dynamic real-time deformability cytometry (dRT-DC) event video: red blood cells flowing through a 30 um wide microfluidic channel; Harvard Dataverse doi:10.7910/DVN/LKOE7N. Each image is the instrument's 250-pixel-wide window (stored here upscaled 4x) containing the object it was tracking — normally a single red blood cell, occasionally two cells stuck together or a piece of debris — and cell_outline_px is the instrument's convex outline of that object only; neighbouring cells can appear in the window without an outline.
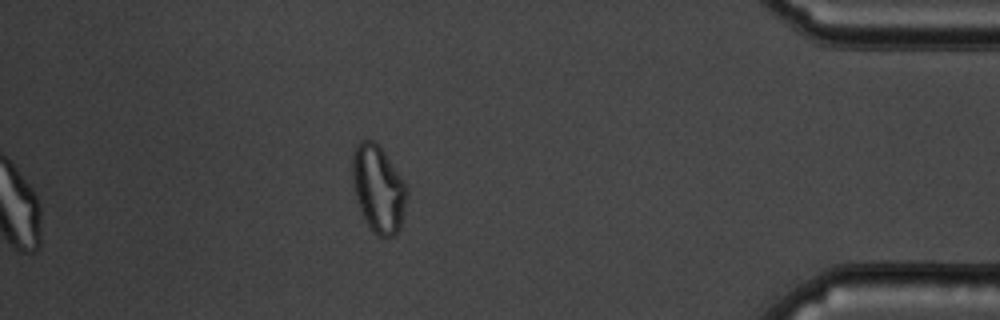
{"species": "common noctule bat (a hibernating species)", "species_latin": "Nyctalus noctula", "temperature_condition": "cold", "stored_images_in_passage": 47, "segment_of_instrument_passage": [2, 2], "camera_frame_rate_fps": 3000, "um_per_image_px": 0.085, "animal": {"sex": "male", "body_mass_g": 19.5, "forearm_length_mm": 54.6}, "frame": {"image": 1, "passage_image": 47, "time_ms": 15.333, "image_size_px": [1000, 320], "cell_outline_px": [[408, 192], [400, 228], [392, 236], [380, 236], [372, 232], [360, 208], [352, 184], [352, 156], [356, 144], [360, 140], [372, 140], [384, 152], [404, 180], [408, 188]], "centroid_in_image_um": [32.16, 16.03], "position_along_channel_um": 403.0, "area_um2": 27.4}}